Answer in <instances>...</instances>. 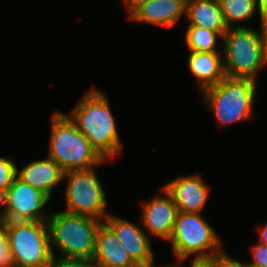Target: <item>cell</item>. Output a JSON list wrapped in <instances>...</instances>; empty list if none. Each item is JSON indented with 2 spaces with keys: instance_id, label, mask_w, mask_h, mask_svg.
Instances as JSON below:
<instances>
[{
  "instance_id": "1",
  "label": "cell",
  "mask_w": 267,
  "mask_h": 267,
  "mask_svg": "<svg viewBox=\"0 0 267 267\" xmlns=\"http://www.w3.org/2000/svg\"><path fill=\"white\" fill-rule=\"evenodd\" d=\"M96 87L93 84L92 88L85 91L67 115L99 156L105 161L113 162L123 152L124 145L109 96Z\"/></svg>"
},
{
  "instance_id": "2",
  "label": "cell",
  "mask_w": 267,
  "mask_h": 267,
  "mask_svg": "<svg viewBox=\"0 0 267 267\" xmlns=\"http://www.w3.org/2000/svg\"><path fill=\"white\" fill-rule=\"evenodd\" d=\"M257 84L254 79L225 76L218 84L199 93L206 110L215 117L217 129L250 122L256 117Z\"/></svg>"
},
{
  "instance_id": "3",
  "label": "cell",
  "mask_w": 267,
  "mask_h": 267,
  "mask_svg": "<svg viewBox=\"0 0 267 267\" xmlns=\"http://www.w3.org/2000/svg\"><path fill=\"white\" fill-rule=\"evenodd\" d=\"M51 117L47 156L64 173L89 170L108 163L92 148L89 140L65 112L56 110Z\"/></svg>"
},
{
  "instance_id": "4",
  "label": "cell",
  "mask_w": 267,
  "mask_h": 267,
  "mask_svg": "<svg viewBox=\"0 0 267 267\" xmlns=\"http://www.w3.org/2000/svg\"><path fill=\"white\" fill-rule=\"evenodd\" d=\"M53 256L92 259L96 235L103 221L66 211H50L47 219Z\"/></svg>"
},
{
  "instance_id": "5",
  "label": "cell",
  "mask_w": 267,
  "mask_h": 267,
  "mask_svg": "<svg viewBox=\"0 0 267 267\" xmlns=\"http://www.w3.org/2000/svg\"><path fill=\"white\" fill-rule=\"evenodd\" d=\"M222 53L227 77L258 81L267 67L260 31L250 25L228 28L223 34Z\"/></svg>"
},
{
  "instance_id": "6",
  "label": "cell",
  "mask_w": 267,
  "mask_h": 267,
  "mask_svg": "<svg viewBox=\"0 0 267 267\" xmlns=\"http://www.w3.org/2000/svg\"><path fill=\"white\" fill-rule=\"evenodd\" d=\"M222 237L205 219L203 213L178 211L174 229L167 244L171 245L174 262L187 258L210 257L221 251Z\"/></svg>"
},
{
  "instance_id": "7",
  "label": "cell",
  "mask_w": 267,
  "mask_h": 267,
  "mask_svg": "<svg viewBox=\"0 0 267 267\" xmlns=\"http://www.w3.org/2000/svg\"><path fill=\"white\" fill-rule=\"evenodd\" d=\"M7 242L15 267H50L53 253L46 221H7Z\"/></svg>"
},
{
  "instance_id": "8",
  "label": "cell",
  "mask_w": 267,
  "mask_h": 267,
  "mask_svg": "<svg viewBox=\"0 0 267 267\" xmlns=\"http://www.w3.org/2000/svg\"><path fill=\"white\" fill-rule=\"evenodd\" d=\"M96 167L89 170L69 171L64 173L63 182L65 202L64 211L86 215L103 221L107 211V193L104 190Z\"/></svg>"
},
{
  "instance_id": "9",
  "label": "cell",
  "mask_w": 267,
  "mask_h": 267,
  "mask_svg": "<svg viewBox=\"0 0 267 267\" xmlns=\"http://www.w3.org/2000/svg\"><path fill=\"white\" fill-rule=\"evenodd\" d=\"M48 203L51 200L43 192L16 177L0 197V217L6 221H47Z\"/></svg>"
},
{
  "instance_id": "10",
  "label": "cell",
  "mask_w": 267,
  "mask_h": 267,
  "mask_svg": "<svg viewBox=\"0 0 267 267\" xmlns=\"http://www.w3.org/2000/svg\"><path fill=\"white\" fill-rule=\"evenodd\" d=\"M161 192L151 199H143L139 220L152 239L156 238L166 243L172 235L178 210L171 194L163 185Z\"/></svg>"
},
{
  "instance_id": "11",
  "label": "cell",
  "mask_w": 267,
  "mask_h": 267,
  "mask_svg": "<svg viewBox=\"0 0 267 267\" xmlns=\"http://www.w3.org/2000/svg\"><path fill=\"white\" fill-rule=\"evenodd\" d=\"M103 222L114 232L137 265L148 267L156 264L152 247L153 239L146 233L143 227L112 213Z\"/></svg>"
},
{
  "instance_id": "12",
  "label": "cell",
  "mask_w": 267,
  "mask_h": 267,
  "mask_svg": "<svg viewBox=\"0 0 267 267\" xmlns=\"http://www.w3.org/2000/svg\"><path fill=\"white\" fill-rule=\"evenodd\" d=\"M163 186L181 212L203 213L212 190L199 172L188 176L178 175Z\"/></svg>"
},
{
  "instance_id": "13",
  "label": "cell",
  "mask_w": 267,
  "mask_h": 267,
  "mask_svg": "<svg viewBox=\"0 0 267 267\" xmlns=\"http://www.w3.org/2000/svg\"><path fill=\"white\" fill-rule=\"evenodd\" d=\"M186 0H150L137 8L126 20L170 28L185 18Z\"/></svg>"
},
{
  "instance_id": "14",
  "label": "cell",
  "mask_w": 267,
  "mask_h": 267,
  "mask_svg": "<svg viewBox=\"0 0 267 267\" xmlns=\"http://www.w3.org/2000/svg\"><path fill=\"white\" fill-rule=\"evenodd\" d=\"M63 175L62 168L48 156L44 159L29 161L20 169L17 167V177L43 192L50 200H52L55 188L63 182Z\"/></svg>"
},
{
  "instance_id": "15",
  "label": "cell",
  "mask_w": 267,
  "mask_h": 267,
  "mask_svg": "<svg viewBox=\"0 0 267 267\" xmlns=\"http://www.w3.org/2000/svg\"><path fill=\"white\" fill-rule=\"evenodd\" d=\"M187 68L195 78L198 93L218 84L226 75L222 52L188 51Z\"/></svg>"
},
{
  "instance_id": "16",
  "label": "cell",
  "mask_w": 267,
  "mask_h": 267,
  "mask_svg": "<svg viewBox=\"0 0 267 267\" xmlns=\"http://www.w3.org/2000/svg\"><path fill=\"white\" fill-rule=\"evenodd\" d=\"M92 259L100 267H134L125 247L114 232L103 222L96 235L95 250Z\"/></svg>"
},
{
  "instance_id": "17",
  "label": "cell",
  "mask_w": 267,
  "mask_h": 267,
  "mask_svg": "<svg viewBox=\"0 0 267 267\" xmlns=\"http://www.w3.org/2000/svg\"><path fill=\"white\" fill-rule=\"evenodd\" d=\"M188 25L219 32L228 30L218 0H186L185 18Z\"/></svg>"
},
{
  "instance_id": "18",
  "label": "cell",
  "mask_w": 267,
  "mask_h": 267,
  "mask_svg": "<svg viewBox=\"0 0 267 267\" xmlns=\"http://www.w3.org/2000/svg\"><path fill=\"white\" fill-rule=\"evenodd\" d=\"M183 38L187 51L222 52L223 36L219 32L187 25Z\"/></svg>"
},
{
  "instance_id": "19",
  "label": "cell",
  "mask_w": 267,
  "mask_h": 267,
  "mask_svg": "<svg viewBox=\"0 0 267 267\" xmlns=\"http://www.w3.org/2000/svg\"><path fill=\"white\" fill-rule=\"evenodd\" d=\"M225 22L230 27H246L255 16L261 21L256 0H218ZM258 14V15H257ZM241 24V25H240Z\"/></svg>"
},
{
  "instance_id": "20",
  "label": "cell",
  "mask_w": 267,
  "mask_h": 267,
  "mask_svg": "<svg viewBox=\"0 0 267 267\" xmlns=\"http://www.w3.org/2000/svg\"><path fill=\"white\" fill-rule=\"evenodd\" d=\"M14 157L0 156V197L17 177V162Z\"/></svg>"
},
{
  "instance_id": "21",
  "label": "cell",
  "mask_w": 267,
  "mask_h": 267,
  "mask_svg": "<svg viewBox=\"0 0 267 267\" xmlns=\"http://www.w3.org/2000/svg\"><path fill=\"white\" fill-rule=\"evenodd\" d=\"M251 260H245V264L255 265L258 267H267V245L260 242L248 246Z\"/></svg>"
},
{
  "instance_id": "22",
  "label": "cell",
  "mask_w": 267,
  "mask_h": 267,
  "mask_svg": "<svg viewBox=\"0 0 267 267\" xmlns=\"http://www.w3.org/2000/svg\"><path fill=\"white\" fill-rule=\"evenodd\" d=\"M209 258L213 261L214 267H245V260L233 258L224 248Z\"/></svg>"
},
{
  "instance_id": "23",
  "label": "cell",
  "mask_w": 267,
  "mask_h": 267,
  "mask_svg": "<svg viewBox=\"0 0 267 267\" xmlns=\"http://www.w3.org/2000/svg\"><path fill=\"white\" fill-rule=\"evenodd\" d=\"M50 267H100L93 259H65L53 256Z\"/></svg>"
},
{
  "instance_id": "24",
  "label": "cell",
  "mask_w": 267,
  "mask_h": 267,
  "mask_svg": "<svg viewBox=\"0 0 267 267\" xmlns=\"http://www.w3.org/2000/svg\"><path fill=\"white\" fill-rule=\"evenodd\" d=\"M191 259L187 258V259L179 261V263L182 265V267H214V263L209 257H199V258L193 257ZM186 261H189L188 264L190 266L186 265L187 264Z\"/></svg>"
},
{
  "instance_id": "25",
  "label": "cell",
  "mask_w": 267,
  "mask_h": 267,
  "mask_svg": "<svg viewBox=\"0 0 267 267\" xmlns=\"http://www.w3.org/2000/svg\"><path fill=\"white\" fill-rule=\"evenodd\" d=\"M0 267H15L9 245L0 247Z\"/></svg>"
},
{
  "instance_id": "26",
  "label": "cell",
  "mask_w": 267,
  "mask_h": 267,
  "mask_svg": "<svg viewBox=\"0 0 267 267\" xmlns=\"http://www.w3.org/2000/svg\"><path fill=\"white\" fill-rule=\"evenodd\" d=\"M150 0H123V5L126 9V19L142 4L149 2Z\"/></svg>"
},
{
  "instance_id": "27",
  "label": "cell",
  "mask_w": 267,
  "mask_h": 267,
  "mask_svg": "<svg viewBox=\"0 0 267 267\" xmlns=\"http://www.w3.org/2000/svg\"><path fill=\"white\" fill-rule=\"evenodd\" d=\"M259 23L260 25L258 29L261 34L263 53H264L265 60L267 61V17L261 19Z\"/></svg>"
},
{
  "instance_id": "28",
  "label": "cell",
  "mask_w": 267,
  "mask_h": 267,
  "mask_svg": "<svg viewBox=\"0 0 267 267\" xmlns=\"http://www.w3.org/2000/svg\"><path fill=\"white\" fill-rule=\"evenodd\" d=\"M7 246V221L0 217V247Z\"/></svg>"
},
{
  "instance_id": "29",
  "label": "cell",
  "mask_w": 267,
  "mask_h": 267,
  "mask_svg": "<svg viewBox=\"0 0 267 267\" xmlns=\"http://www.w3.org/2000/svg\"><path fill=\"white\" fill-rule=\"evenodd\" d=\"M259 226V227H258ZM258 242L267 245V222L257 225Z\"/></svg>"
},
{
  "instance_id": "30",
  "label": "cell",
  "mask_w": 267,
  "mask_h": 267,
  "mask_svg": "<svg viewBox=\"0 0 267 267\" xmlns=\"http://www.w3.org/2000/svg\"><path fill=\"white\" fill-rule=\"evenodd\" d=\"M260 19L267 17V0H256Z\"/></svg>"
},
{
  "instance_id": "31",
  "label": "cell",
  "mask_w": 267,
  "mask_h": 267,
  "mask_svg": "<svg viewBox=\"0 0 267 267\" xmlns=\"http://www.w3.org/2000/svg\"><path fill=\"white\" fill-rule=\"evenodd\" d=\"M148 267H182V265L179 263V262H175V263H173L172 264V262L169 264V263H167V264H162V265H158V266H156L155 264H153V265H150V266H148Z\"/></svg>"
},
{
  "instance_id": "32",
  "label": "cell",
  "mask_w": 267,
  "mask_h": 267,
  "mask_svg": "<svg viewBox=\"0 0 267 267\" xmlns=\"http://www.w3.org/2000/svg\"><path fill=\"white\" fill-rule=\"evenodd\" d=\"M245 267H258V266L250 265V264H245Z\"/></svg>"
}]
</instances>
